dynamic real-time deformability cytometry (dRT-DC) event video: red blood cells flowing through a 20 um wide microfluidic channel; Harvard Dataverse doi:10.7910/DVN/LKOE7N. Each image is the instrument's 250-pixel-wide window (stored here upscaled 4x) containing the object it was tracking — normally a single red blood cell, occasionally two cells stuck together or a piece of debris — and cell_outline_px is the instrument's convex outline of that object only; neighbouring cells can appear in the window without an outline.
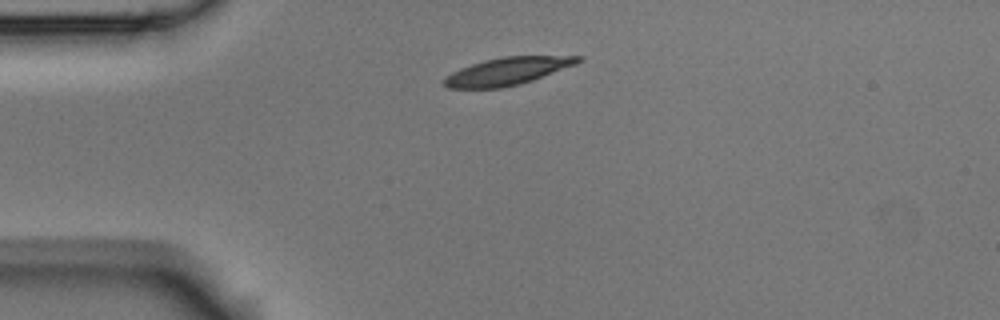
{"species": "Egyptian fruit bat (a non-hibernating species)", "species_latin": "Rousettus aegyptiacus", "temperature_condition": "room temperature", "stored_images_in_passage": 2, "camera_frame_rate_fps": 3000, "um_per_image_px": 0.085, "animal": {"sex": "male"}, "frame": {"image": 1, "passage_image": 1, "time_ms": 0.0, "image_size_px": [1000, 320], "cell_outline_px": [[584, 60], [576, 64], [532, 80], [520, 84], [500, 88], [448, 88], [444, 84], [444, 76], [460, 68], [484, 60], [504, 56], [584, 56]], "centroid_in_image_um": [43.13, 6.05], "position_along_channel_um": 41.9, "area_um2": 21.39}}